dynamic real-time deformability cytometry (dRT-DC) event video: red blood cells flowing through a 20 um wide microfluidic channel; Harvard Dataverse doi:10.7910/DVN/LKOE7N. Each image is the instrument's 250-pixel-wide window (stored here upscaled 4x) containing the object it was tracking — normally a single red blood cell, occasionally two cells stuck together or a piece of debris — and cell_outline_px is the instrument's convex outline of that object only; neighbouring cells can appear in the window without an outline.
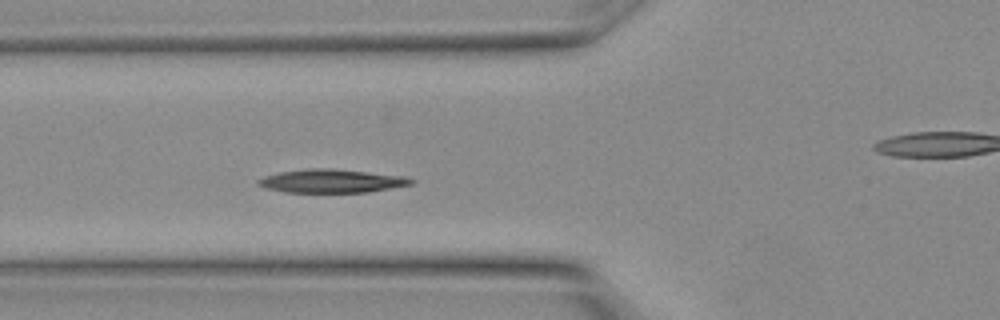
{"species": "Egyptian fruit bat (a non-hibernating species)", "species_latin": "Rousettus aegyptiacus", "temperature_condition": "warm", "stored_images_in_passage": 7, "segment_of_instrument_passage": [1, 2], "camera_frame_rate_fps": 3000, "um_per_image_px": 0.085, "animal": {"sex": "female"}, "frame": {"image": 1, "passage_image": 6, "time_ms": 1.667, "image_size_px": [1000, 320], "cell_outline_px": [[416, 180], [412, 184], [368, 192], [284, 192], [264, 188], [256, 184], [256, 180], [264, 176], [280, 172], [308, 168], [332, 168], [404, 176]], "centroid_in_image_um": [28.14, 15.38], "position_along_channel_um": 97.7, "area_um2": 20.92}}